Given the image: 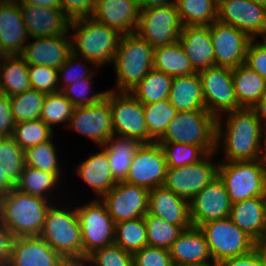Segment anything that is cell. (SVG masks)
Here are the masks:
<instances>
[{
	"instance_id": "cell-46",
	"label": "cell",
	"mask_w": 266,
	"mask_h": 266,
	"mask_svg": "<svg viewBox=\"0 0 266 266\" xmlns=\"http://www.w3.org/2000/svg\"><path fill=\"white\" fill-rule=\"evenodd\" d=\"M0 163L5 169L7 178L15 185L24 168L25 158L24 151L12 136L1 137Z\"/></svg>"
},
{
	"instance_id": "cell-45",
	"label": "cell",
	"mask_w": 266,
	"mask_h": 266,
	"mask_svg": "<svg viewBox=\"0 0 266 266\" xmlns=\"http://www.w3.org/2000/svg\"><path fill=\"white\" fill-rule=\"evenodd\" d=\"M74 105L61 93L46 94L40 119L50 128L59 123L70 122Z\"/></svg>"
},
{
	"instance_id": "cell-15",
	"label": "cell",
	"mask_w": 266,
	"mask_h": 266,
	"mask_svg": "<svg viewBox=\"0 0 266 266\" xmlns=\"http://www.w3.org/2000/svg\"><path fill=\"white\" fill-rule=\"evenodd\" d=\"M150 190L124 181L117 184L102 198L115 223L144 217L149 211Z\"/></svg>"
},
{
	"instance_id": "cell-17",
	"label": "cell",
	"mask_w": 266,
	"mask_h": 266,
	"mask_svg": "<svg viewBox=\"0 0 266 266\" xmlns=\"http://www.w3.org/2000/svg\"><path fill=\"white\" fill-rule=\"evenodd\" d=\"M189 207L192 225L199 227L210 221L230 217L232 202L224 183L217 176L189 201Z\"/></svg>"
},
{
	"instance_id": "cell-37",
	"label": "cell",
	"mask_w": 266,
	"mask_h": 266,
	"mask_svg": "<svg viewBox=\"0 0 266 266\" xmlns=\"http://www.w3.org/2000/svg\"><path fill=\"white\" fill-rule=\"evenodd\" d=\"M60 176L50 172L42 171L30 166L24 165L19 181L15 184V188L22 193L32 196H39L48 199L46 193L51 189H55Z\"/></svg>"
},
{
	"instance_id": "cell-40",
	"label": "cell",
	"mask_w": 266,
	"mask_h": 266,
	"mask_svg": "<svg viewBox=\"0 0 266 266\" xmlns=\"http://www.w3.org/2000/svg\"><path fill=\"white\" fill-rule=\"evenodd\" d=\"M147 232V245L169 250L183 229L149 212L144 216Z\"/></svg>"
},
{
	"instance_id": "cell-30",
	"label": "cell",
	"mask_w": 266,
	"mask_h": 266,
	"mask_svg": "<svg viewBox=\"0 0 266 266\" xmlns=\"http://www.w3.org/2000/svg\"><path fill=\"white\" fill-rule=\"evenodd\" d=\"M76 172L101 197L118 182L113 177L107 153L103 148L101 152L93 154L81 162L76 168Z\"/></svg>"
},
{
	"instance_id": "cell-35",
	"label": "cell",
	"mask_w": 266,
	"mask_h": 266,
	"mask_svg": "<svg viewBox=\"0 0 266 266\" xmlns=\"http://www.w3.org/2000/svg\"><path fill=\"white\" fill-rule=\"evenodd\" d=\"M172 79L168 74L152 68L130 93L142 104L169 99Z\"/></svg>"
},
{
	"instance_id": "cell-52",
	"label": "cell",
	"mask_w": 266,
	"mask_h": 266,
	"mask_svg": "<svg viewBox=\"0 0 266 266\" xmlns=\"http://www.w3.org/2000/svg\"><path fill=\"white\" fill-rule=\"evenodd\" d=\"M252 39L247 47L245 65L266 80V45Z\"/></svg>"
},
{
	"instance_id": "cell-55",
	"label": "cell",
	"mask_w": 266,
	"mask_h": 266,
	"mask_svg": "<svg viewBox=\"0 0 266 266\" xmlns=\"http://www.w3.org/2000/svg\"><path fill=\"white\" fill-rule=\"evenodd\" d=\"M217 266H263L261 257L256 249L252 251L236 256L224 259L220 261Z\"/></svg>"
},
{
	"instance_id": "cell-32",
	"label": "cell",
	"mask_w": 266,
	"mask_h": 266,
	"mask_svg": "<svg viewBox=\"0 0 266 266\" xmlns=\"http://www.w3.org/2000/svg\"><path fill=\"white\" fill-rule=\"evenodd\" d=\"M142 143L134 138L112 135L102 146L107 153L113 177L124 181L132 163V158Z\"/></svg>"
},
{
	"instance_id": "cell-19",
	"label": "cell",
	"mask_w": 266,
	"mask_h": 266,
	"mask_svg": "<svg viewBox=\"0 0 266 266\" xmlns=\"http://www.w3.org/2000/svg\"><path fill=\"white\" fill-rule=\"evenodd\" d=\"M217 20L245 32L251 39L266 32V7L250 0H218Z\"/></svg>"
},
{
	"instance_id": "cell-1",
	"label": "cell",
	"mask_w": 266,
	"mask_h": 266,
	"mask_svg": "<svg viewBox=\"0 0 266 266\" xmlns=\"http://www.w3.org/2000/svg\"><path fill=\"white\" fill-rule=\"evenodd\" d=\"M229 113V114H228ZM225 130L221 118L216 119V149L224 141L226 158L223 161H254L261 146L262 123L252 109L242 108L227 112Z\"/></svg>"
},
{
	"instance_id": "cell-5",
	"label": "cell",
	"mask_w": 266,
	"mask_h": 266,
	"mask_svg": "<svg viewBox=\"0 0 266 266\" xmlns=\"http://www.w3.org/2000/svg\"><path fill=\"white\" fill-rule=\"evenodd\" d=\"M39 237L66 260H82L81 229L75 210L48 209Z\"/></svg>"
},
{
	"instance_id": "cell-56",
	"label": "cell",
	"mask_w": 266,
	"mask_h": 266,
	"mask_svg": "<svg viewBox=\"0 0 266 266\" xmlns=\"http://www.w3.org/2000/svg\"><path fill=\"white\" fill-rule=\"evenodd\" d=\"M12 232L0 221V266H8L14 240Z\"/></svg>"
},
{
	"instance_id": "cell-7",
	"label": "cell",
	"mask_w": 266,
	"mask_h": 266,
	"mask_svg": "<svg viewBox=\"0 0 266 266\" xmlns=\"http://www.w3.org/2000/svg\"><path fill=\"white\" fill-rule=\"evenodd\" d=\"M218 176L232 203L266 193V168L257 160L222 161L217 163Z\"/></svg>"
},
{
	"instance_id": "cell-51",
	"label": "cell",
	"mask_w": 266,
	"mask_h": 266,
	"mask_svg": "<svg viewBox=\"0 0 266 266\" xmlns=\"http://www.w3.org/2000/svg\"><path fill=\"white\" fill-rule=\"evenodd\" d=\"M77 61H78V55H76L72 52L69 55L67 61L61 67L58 68V76L61 80H64L63 84H65V85H63V86L61 85V87H59L60 91L65 86L70 85V84H72L78 80H82V79H86V78H90V77L94 76L92 74V72H90V73L88 72L89 69L87 70L85 65L82 68H86V69L85 70L82 69V71H79V70H81V66H80V63ZM77 67L80 69L78 70Z\"/></svg>"
},
{
	"instance_id": "cell-49",
	"label": "cell",
	"mask_w": 266,
	"mask_h": 266,
	"mask_svg": "<svg viewBox=\"0 0 266 266\" xmlns=\"http://www.w3.org/2000/svg\"><path fill=\"white\" fill-rule=\"evenodd\" d=\"M91 78L78 80L65 86L60 92L74 105V107H84L99 103L106 95L107 91L99 92L87 97L92 85Z\"/></svg>"
},
{
	"instance_id": "cell-50",
	"label": "cell",
	"mask_w": 266,
	"mask_h": 266,
	"mask_svg": "<svg viewBox=\"0 0 266 266\" xmlns=\"http://www.w3.org/2000/svg\"><path fill=\"white\" fill-rule=\"evenodd\" d=\"M133 266H175L169 250L144 246L133 254Z\"/></svg>"
},
{
	"instance_id": "cell-34",
	"label": "cell",
	"mask_w": 266,
	"mask_h": 266,
	"mask_svg": "<svg viewBox=\"0 0 266 266\" xmlns=\"http://www.w3.org/2000/svg\"><path fill=\"white\" fill-rule=\"evenodd\" d=\"M0 84L9 97L31 89L28 64L21 55H8L0 63Z\"/></svg>"
},
{
	"instance_id": "cell-53",
	"label": "cell",
	"mask_w": 266,
	"mask_h": 266,
	"mask_svg": "<svg viewBox=\"0 0 266 266\" xmlns=\"http://www.w3.org/2000/svg\"><path fill=\"white\" fill-rule=\"evenodd\" d=\"M61 10L70 21L92 17L95 0H60Z\"/></svg>"
},
{
	"instance_id": "cell-8",
	"label": "cell",
	"mask_w": 266,
	"mask_h": 266,
	"mask_svg": "<svg viewBox=\"0 0 266 266\" xmlns=\"http://www.w3.org/2000/svg\"><path fill=\"white\" fill-rule=\"evenodd\" d=\"M199 229L205 236L215 264L255 249V240L242 231L230 217L201 224Z\"/></svg>"
},
{
	"instance_id": "cell-42",
	"label": "cell",
	"mask_w": 266,
	"mask_h": 266,
	"mask_svg": "<svg viewBox=\"0 0 266 266\" xmlns=\"http://www.w3.org/2000/svg\"><path fill=\"white\" fill-rule=\"evenodd\" d=\"M53 129L47 126L41 119L15 123L13 139L16 144L25 151L39 143L50 140Z\"/></svg>"
},
{
	"instance_id": "cell-62",
	"label": "cell",
	"mask_w": 266,
	"mask_h": 266,
	"mask_svg": "<svg viewBox=\"0 0 266 266\" xmlns=\"http://www.w3.org/2000/svg\"><path fill=\"white\" fill-rule=\"evenodd\" d=\"M263 129L264 128H262V132H261V140H264L263 141L264 142V146H263L262 141H261V146H260V150H259L260 153H259V156H258V161L266 168V127H265V133H263V131H264ZM261 151H262V153H261ZM261 154H262V156H261Z\"/></svg>"
},
{
	"instance_id": "cell-66",
	"label": "cell",
	"mask_w": 266,
	"mask_h": 266,
	"mask_svg": "<svg viewBox=\"0 0 266 266\" xmlns=\"http://www.w3.org/2000/svg\"><path fill=\"white\" fill-rule=\"evenodd\" d=\"M262 38H263V43L266 45V32L264 33Z\"/></svg>"
},
{
	"instance_id": "cell-36",
	"label": "cell",
	"mask_w": 266,
	"mask_h": 266,
	"mask_svg": "<svg viewBox=\"0 0 266 266\" xmlns=\"http://www.w3.org/2000/svg\"><path fill=\"white\" fill-rule=\"evenodd\" d=\"M183 26H209L218 17V0H176Z\"/></svg>"
},
{
	"instance_id": "cell-59",
	"label": "cell",
	"mask_w": 266,
	"mask_h": 266,
	"mask_svg": "<svg viewBox=\"0 0 266 266\" xmlns=\"http://www.w3.org/2000/svg\"><path fill=\"white\" fill-rule=\"evenodd\" d=\"M257 115L260 122H263L262 126H266V93L265 95L251 108Z\"/></svg>"
},
{
	"instance_id": "cell-10",
	"label": "cell",
	"mask_w": 266,
	"mask_h": 266,
	"mask_svg": "<svg viewBox=\"0 0 266 266\" xmlns=\"http://www.w3.org/2000/svg\"><path fill=\"white\" fill-rule=\"evenodd\" d=\"M183 25L176 3L140 10L137 33L152 47L178 41Z\"/></svg>"
},
{
	"instance_id": "cell-63",
	"label": "cell",
	"mask_w": 266,
	"mask_h": 266,
	"mask_svg": "<svg viewBox=\"0 0 266 266\" xmlns=\"http://www.w3.org/2000/svg\"><path fill=\"white\" fill-rule=\"evenodd\" d=\"M86 260H67L63 266H90Z\"/></svg>"
},
{
	"instance_id": "cell-41",
	"label": "cell",
	"mask_w": 266,
	"mask_h": 266,
	"mask_svg": "<svg viewBox=\"0 0 266 266\" xmlns=\"http://www.w3.org/2000/svg\"><path fill=\"white\" fill-rule=\"evenodd\" d=\"M46 94L35 89L9 97L15 123L40 119Z\"/></svg>"
},
{
	"instance_id": "cell-67",
	"label": "cell",
	"mask_w": 266,
	"mask_h": 266,
	"mask_svg": "<svg viewBox=\"0 0 266 266\" xmlns=\"http://www.w3.org/2000/svg\"><path fill=\"white\" fill-rule=\"evenodd\" d=\"M264 202H265V213H266V193L264 195Z\"/></svg>"
},
{
	"instance_id": "cell-13",
	"label": "cell",
	"mask_w": 266,
	"mask_h": 266,
	"mask_svg": "<svg viewBox=\"0 0 266 266\" xmlns=\"http://www.w3.org/2000/svg\"><path fill=\"white\" fill-rule=\"evenodd\" d=\"M167 171L164 151L157 142L142 143L137 149L124 182L149 190L163 186Z\"/></svg>"
},
{
	"instance_id": "cell-26",
	"label": "cell",
	"mask_w": 266,
	"mask_h": 266,
	"mask_svg": "<svg viewBox=\"0 0 266 266\" xmlns=\"http://www.w3.org/2000/svg\"><path fill=\"white\" fill-rule=\"evenodd\" d=\"M148 212L168 223L180 226L183 230L193 226L189 201L181 198L164 185L150 190Z\"/></svg>"
},
{
	"instance_id": "cell-61",
	"label": "cell",
	"mask_w": 266,
	"mask_h": 266,
	"mask_svg": "<svg viewBox=\"0 0 266 266\" xmlns=\"http://www.w3.org/2000/svg\"><path fill=\"white\" fill-rule=\"evenodd\" d=\"M255 249L261 257L263 266H266V236L255 241Z\"/></svg>"
},
{
	"instance_id": "cell-54",
	"label": "cell",
	"mask_w": 266,
	"mask_h": 266,
	"mask_svg": "<svg viewBox=\"0 0 266 266\" xmlns=\"http://www.w3.org/2000/svg\"><path fill=\"white\" fill-rule=\"evenodd\" d=\"M15 121L11 111L9 96L3 94L0 96V136H13Z\"/></svg>"
},
{
	"instance_id": "cell-44",
	"label": "cell",
	"mask_w": 266,
	"mask_h": 266,
	"mask_svg": "<svg viewBox=\"0 0 266 266\" xmlns=\"http://www.w3.org/2000/svg\"><path fill=\"white\" fill-rule=\"evenodd\" d=\"M52 138L24 151L25 165L42 171L61 175Z\"/></svg>"
},
{
	"instance_id": "cell-22",
	"label": "cell",
	"mask_w": 266,
	"mask_h": 266,
	"mask_svg": "<svg viewBox=\"0 0 266 266\" xmlns=\"http://www.w3.org/2000/svg\"><path fill=\"white\" fill-rule=\"evenodd\" d=\"M19 5L29 38L68 34L70 20L61 9L31 4Z\"/></svg>"
},
{
	"instance_id": "cell-18",
	"label": "cell",
	"mask_w": 266,
	"mask_h": 266,
	"mask_svg": "<svg viewBox=\"0 0 266 266\" xmlns=\"http://www.w3.org/2000/svg\"><path fill=\"white\" fill-rule=\"evenodd\" d=\"M68 125L100 146L114 135L112 111L105 98L94 105L74 107Z\"/></svg>"
},
{
	"instance_id": "cell-39",
	"label": "cell",
	"mask_w": 266,
	"mask_h": 266,
	"mask_svg": "<svg viewBox=\"0 0 266 266\" xmlns=\"http://www.w3.org/2000/svg\"><path fill=\"white\" fill-rule=\"evenodd\" d=\"M114 244L131 254L147 246L144 217L115 223Z\"/></svg>"
},
{
	"instance_id": "cell-25",
	"label": "cell",
	"mask_w": 266,
	"mask_h": 266,
	"mask_svg": "<svg viewBox=\"0 0 266 266\" xmlns=\"http://www.w3.org/2000/svg\"><path fill=\"white\" fill-rule=\"evenodd\" d=\"M29 35L16 0H0V41L8 55H21Z\"/></svg>"
},
{
	"instance_id": "cell-38",
	"label": "cell",
	"mask_w": 266,
	"mask_h": 266,
	"mask_svg": "<svg viewBox=\"0 0 266 266\" xmlns=\"http://www.w3.org/2000/svg\"><path fill=\"white\" fill-rule=\"evenodd\" d=\"M143 107L148 130V143L157 142L164 135L167 126L178 111L170 104L169 99L143 104Z\"/></svg>"
},
{
	"instance_id": "cell-43",
	"label": "cell",
	"mask_w": 266,
	"mask_h": 266,
	"mask_svg": "<svg viewBox=\"0 0 266 266\" xmlns=\"http://www.w3.org/2000/svg\"><path fill=\"white\" fill-rule=\"evenodd\" d=\"M164 151L168 168L183 167L201 161L208 152L197 145L181 143H159Z\"/></svg>"
},
{
	"instance_id": "cell-57",
	"label": "cell",
	"mask_w": 266,
	"mask_h": 266,
	"mask_svg": "<svg viewBox=\"0 0 266 266\" xmlns=\"http://www.w3.org/2000/svg\"><path fill=\"white\" fill-rule=\"evenodd\" d=\"M19 4H31L34 6H43L47 8L61 9L60 0H16Z\"/></svg>"
},
{
	"instance_id": "cell-4",
	"label": "cell",
	"mask_w": 266,
	"mask_h": 266,
	"mask_svg": "<svg viewBox=\"0 0 266 266\" xmlns=\"http://www.w3.org/2000/svg\"><path fill=\"white\" fill-rule=\"evenodd\" d=\"M154 47L137 33L122 35L113 65L118 92H130L153 68Z\"/></svg>"
},
{
	"instance_id": "cell-58",
	"label": "cell",
	"mask_w": 266,
	"mask_h": 266,
	"mask_svg": "<svg viewBox=\"0 0 266 266\" xmlns=\"http://www.w3.org/2000/svg\"><path fill=\"white\" fill-rule=\"evenodd\" d=\"M15 185L7 178L4 167L0 163V197L9 193Z\"/></svg>"
},
{
	"instance_id": "cell-12",
	"label": "cell",
	"mask_w": 266,
	"mask_h": 266,
	"mask_svg": "<svg viewBox=\"0 0 266 266\" xmlns=\"http://www.w3.org/2000/svg\"><path fill=\"white\" fill-rule=\"evenodd\" d=\"M206 111L216 119L221 117L220 112H231L242 109L237 102L232 69L213 65L198 71Z\"/></svg>"
},
{
	"instance_id": "cell-47",
	"label": "cell",
	"mask_w": 266,
	"mask_h": 266,
	"mask_svg": "<svg viewBox=\"0 0 266 266\" xmlns=\"http://www.w3.org/2000/svg\"><path fill=\"white\" fill-rule=\"evenodd\" d=\"M85 260L90 266H133V254L116 244L94 250Z\"/></svg>"
},
{
	"instance_id": "cell-23",
	"label": "cell",
	"mask_w": 266,
	"mask_h": 266,
	"mask_svg": "<svg viewBox=\"0 0 266 266\" xmlns=\"http://www.w3.org/2000/svg\"><path fill=\"white\" fill-rule=\"evenodd\" d=\"M58 35L52 37H34L32 43L25 45L21 56L28 65L61 67L72 53L71 37Z\"/></svg>"
},
{
	"instance_id": "cell-6",
	"label": "cell",
	"mask_w": 266,
	"mask_h": 266,
	"mask_svg": "<svg viewBox=\"0 0 266 266\" xmlns=\"http://www.w3.org/2000/svg\"><path fill=\"white\" fill-rule=\"evenodd\" d=\"M202 146L208 153L216 149V118L208 111L177 112L157 143Z\"/></svg>"
},
{
	"instance_id": "cell-31",
	"label": "cell",
	"mask_w": 266,
	"mask_h": 266,
	"mask_svg": "<svg viewBox=\"0 0 266 266\" xmlns=\"http://www.w3.org/2000/svg\"><path fill=\"white\" fill-rule=\"evenodd\" d=\"M235 96L241 108L251 109L266 93V80L242 64L232 69Z\"/></svg>"
},
{
	"instance_id": "cell-3",
	"label": "cell",
	"mask_w": 266,
	"mask_h": 266,
	"mask_svg": "<svg viewBox=\"0 0 266 266\" xmlns=\"http://www.w3.org/2000/svg\"><path fill=\"white\" fill-rule=\"evenodd\" d=\"M69 29L74 30L70 36L74 54L98 67L112 63L122 36L118 31L92 17L70 21Z\"/></svg>"
},
{
	"instance_id": "cell-21",
	"label": "cell",
	"mask_w": 266,
	"mask_h": 266,
	"mask_svg": "<svg viewBox=\"0 0 266 266\" xmlns=\"http://www.w3.org/2000/svg\"><path fill=\"white\" fill-rule=\"evenodd\" d=\"M67 260L39 236L14 238L8 266H63Z\"/></svg>"
},
{
	"instance_id": "cell-9",
	"label": "cell",
	"mask_w": 266,
	"mask_h": 266,
	"mask_svg": "<svg viewBox=\"0 0 266 266\" xmlns=\"http://www.w3.org/2000/svg\"><path fill=\"white\" fill-rule=\"evenodd\" d=\"M81 229L82 260L98 248L114 244L115 222L102 201L76 208Z\"/></svg>"
},
{
	"instance_id": "cell-64",
	"label": "cell",
	"mask_w": 266,
	"mask_h": 266,
	"mask_svg": "<svg viewBox=\"0 0 266 266\" xmlns=\"http://www.w3.org/2000/svg\"><path fill=\"white\" fill-rule=\"evenodd\" d=\"M8 56L0 41V63ZM2 60V61H1Z\"/></svg>"
},
{
	"instance_id": "cell-2",
	"label": "cell",
	"mask_w": 266,
	"mask_h": 266,
	"mask_svg": "<svg viewBox=\"0 0 266 266\" xmlns=\"http://www.w3.org/2000/svg\"><path fill=\"white\" fill-rule=\"evenodd\" d=\"M13 188L0 197V221L15 238L39 236L52 203Z\"/></svg>"
},
{
	"instance_id": "cell-29",
	"label": "cell",
	"mask_w": 266,
	"mask_h": 266,
	"mask_svg": "<svg viewBox=\"0 0 266 266\" xmlns=\"http://www.w3.org/2000/svg\"><path fill=\"white\" fill-rule=\"evenodd\" d=\"M169 102L178 112L206 111L198 72L173 77Z\"/></svg>"
},
{
	"instance_id": "cell-24",
	"label": "cell",
	"mask_w": 266,
	"mask_h": 266,
	"mask_svg": "<svg viewBox=\"0 0 266 266\" xmlns=\"http://www.w3.org/2000/svg\"><path fill=\"white\" fill-rule=\"evenodd\" d=\"M169 253L175 266L216 265L210 261L209 247L199 227L183 230L170 246Z\"/></svg>"
},
{
	"instance_id": "cell-48",
	"label": "cell",
	"mask_w": 266,
	"mask_h": 266,
	"mask_svg": "<svg viewBox=\"0 0 266 266\" xmlns=\"http://www.w3.org/2000/svg\"><path fill=\"white\" fill-rule=\"evenodd\" d=\"M28 73L32 89L45 94L60 92V85H58V80L60 79L57 68L42 65H28Z\"/></svg>"
},
{
	"instance_id": "cell-68",
	"label": "cell",
	"mask_w": 266,
	"mask_h": 266,
	"mask_svg": "<svg viewBox=\"0 0 266 266\" xmlns=\"http://www.w3.org/2000/svg\"><path fill=\"white\" fill-rule=\"evenodd\" d=\"M3 95L1 84H0V96Z\"/></svg>"
},
{
	"instance_id": "cell-65",
	"label": "cell",
	"mask_w": 266,
	"mask_h": 266,
	"mask_svg": "<svg viewBox=\"0 0 266 266\" xmlns=\"http://www.w3.org/2000/svg\"><path fill=\"white\" fill-rule=\"evenodd\" d=\"M250 1H252L255 4H259L261 6L266 7V0H250Z\"/></svg>"
},
{
	"instance_id": "cell-16",
	"label": "cell",
	"mask_w": 266,
	"mask_h": 266,
	"mask_svg": "<svg viewBox=\"0 0 266 266\" xmlns=\"http://www.w3.org/2000/svg\"><path fill=\"white\" fill-rule=\"evenodd\" d=\"M214 48V65L236 68L245 63L246 51L252 40L240 29L218 20L209 25Z\"/></svg>"
},
{
	"instance_id": "cell-27",
	"label": "cell",
	"mask_w": 266,
	"mask_h": 266,
	"mask_svg": "<svg viewBox=\"0 0 266 266\" xmlns=\"http://www.w3.org/2000/svg\"><path fill=\"white\" fill-rule=\"evenodd\" d=\"M178 41L196 72L214 65L209 26H183Z\"/></svg>"
},
{
	"instance_id": "cell-14",
	"label": "cell",
	"mask_w": 266,
	"mask_h": 266,
	"mask_svg": "<svg viewBox=\"0 0 266 266\" xmlns=\"http://www.w3.org/2000/svg\"><path fill=\"white\" fill-rule=\"evenodd\" d=\"M215 153H208L201 161L183 167L168 168L164 186L190 201L208 183L218 176V166L209 158Z\"/></svg>"
},
{
	"instance_id": "cell-11",
	"label": "cell",
	"mask_w": 266,
	"mask_h": 266,
	"mask_svg": "<svg viewBox=\"0 0 266 266\" xmlns=\"http://www.w3.org/2000/svg\"><path fill=\"white\" fill-rule=\"evenodd\" d=\"M104 98L109 102L112 111L114 135L148 143L143 104L130 92L108 90Z\"/></svg>"
},
{
	"instance_id": "cell-33",
	"label": "cell",
	"mask_w": 266,
	"mask_h": 266,
	"mask_svg": "<svg viewBox=\"0 0 266 266\" xmlns=\"http://www.w3.org/2000/svg\"><path fill=\"white\" fill-rule=\"evenodd\" d=\"M153 69L171 77L196 73L179 41L154 48Z\"/></svg>"
},
{
	"instance_id": "cell-28",
	"label": "cell",
	"mask_w": 266,
	"mask_h": 266,
	"mask_svg": "<svg viewBox=\"0 0 266 266\" xmlns=\"http://www.w3.org/2000/svg\"><path fill=\"white\" fill-rule=\"evenodd\" d=\"M230 218L255 241L266 236L264 197H252L232 203Z\"/></svg>"
},
{
	"instance_id": "cell-60",
	"label": "cell",
	"mask_w": 266,
	"mask_h": 266,
	"mask_svg": "<svg viewBox=\"0 0 266 266\" xmlns=\"http://www.w3.org/2000/svg\"><path fill=\"white\" fill-rule=\"evenodd\" d=\"M140 10H144L154 6L167 5L171 3H176V0H137Z\"/></svg>"
},
{
	"instance_id": "cell-20",
	"label": "cell",
	"mask_w": 266,
	"mask_h": 266,
	"mask_svg": "<svg viewBox=\"0 0 266 266\" xmlns=\"http://www.w3.org/2000/svg\"><path fill=\"white\" fill-rule=\"evenodd\" d=\"M140 8L137 0H95L92 18L121 35L137 31Z\"/></svg>"
}]
</instances>
